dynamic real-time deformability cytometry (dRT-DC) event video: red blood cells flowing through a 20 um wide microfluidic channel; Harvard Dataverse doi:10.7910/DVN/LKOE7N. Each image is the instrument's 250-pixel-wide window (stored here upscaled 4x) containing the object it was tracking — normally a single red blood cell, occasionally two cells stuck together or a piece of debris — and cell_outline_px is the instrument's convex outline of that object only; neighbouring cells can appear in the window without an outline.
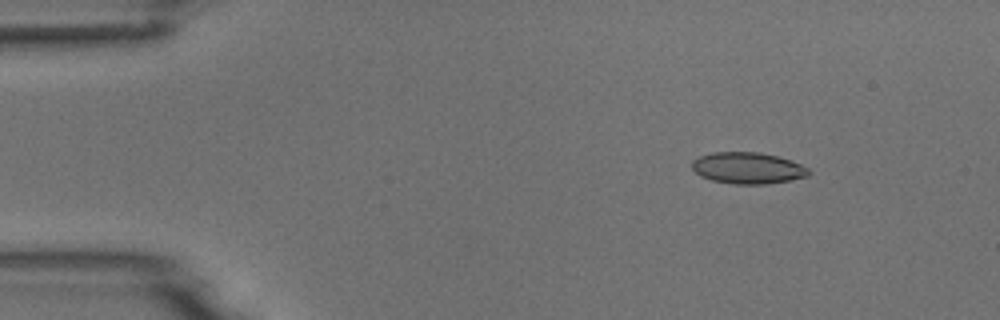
{"species": "common noctule bat (a hibernating species)", "species_latin": "Nyctalus noctula", "temperature_condition": "room temperature", "stored_images_in_passage": 5, "camera_frame_rate_fps": 3000, "um_per_image_px": 0.085, "animal": {"sex": "male", "body_mass_g": 18.8}, "frame": {"image": 1, "passage_image": 2, "time_ms": 1.333, "image_size_px": [1000, 320], "cell_outline_px": [[812, 172], [808, 176], [788, 180], [764, 184], [732, 184], [712, 180], [700, 176], [692, 168], [692, 160], [700, 156], [712, 152], [760, 152], [776, 156], [800, 164], [808, 168]], "centroid_in_image_um": [63.54, 14.28], "position_along_channel_um": 21.5, "area_um2": 21.27}}
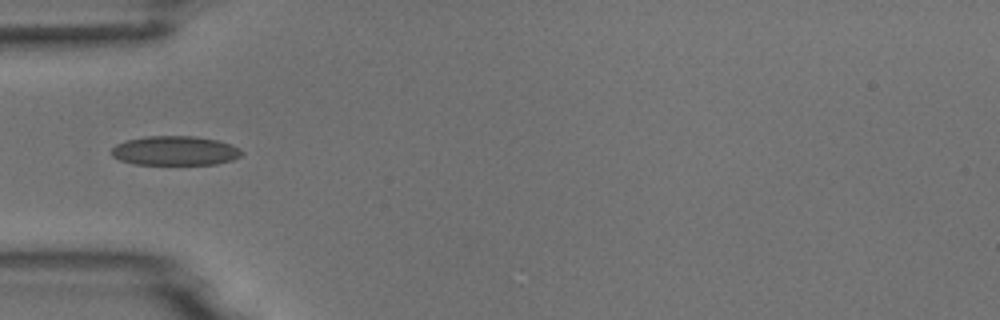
{"frame": {"image": 2, "passage_image": 5, "time_ms": 4.667, "image_size_px": [1000, 320], "cell_outline_px": [[244, 152], [240, 156], [232, 160], [216, 164], [132, 164], [120, 160], [112, 156], [112, 148], [116, 144], [128, 140], [144, 136], [192, 136], [216, 140], [232, 144], [240, 148]], "centroid_in_image_um": [14.89, 12.81], "position_along_channel_um": 70.1, "area_um2": 22.25}}